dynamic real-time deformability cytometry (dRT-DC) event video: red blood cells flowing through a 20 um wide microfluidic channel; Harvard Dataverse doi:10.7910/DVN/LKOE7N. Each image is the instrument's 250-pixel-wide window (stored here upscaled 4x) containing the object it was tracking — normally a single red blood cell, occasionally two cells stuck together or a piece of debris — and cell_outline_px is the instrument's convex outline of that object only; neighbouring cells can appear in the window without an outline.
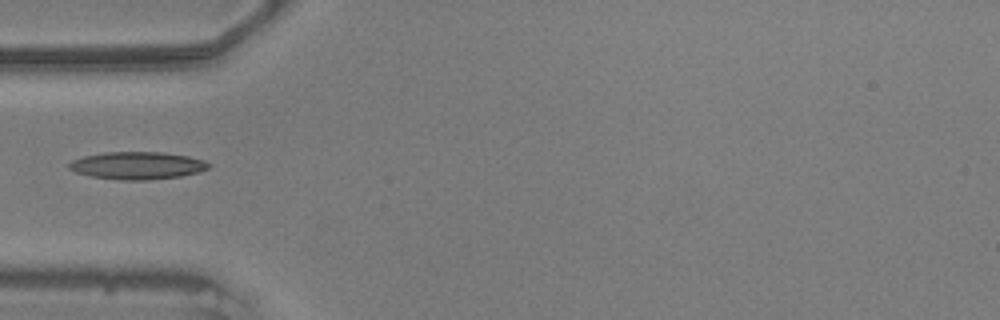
{"species": "common noctule bat (a hibernating species)", "species_latin": "Nyctalus noctula", "temperature_condition": "warm", "stored_images_in_passage": 39, "camera_frame_rate_fps": 3000, "um_per_image_px": 0.085, "animal": {"sex": "male", "body_mass_g": 20.5, "forearm_length_mm": 52.5}, "frame": {"image": 1, "passage_image": 1, "time_ms": 0.0, "image_size_px": [1000, 320], "cell_outline_px": [[212, 164], [208, 168], [200, 172], [180, 176], [148, 180], [120, 180], [92, 176], [76, 172], [68, 168], [68, 164], [72, 160], [84, 156], [104, 152], [164, 152], [188, 156], [204, 160]], "centroid_in_image_um": [11.69, 14.06], "position_along_channel_um": 73.3, "area_um2": 22.43}}
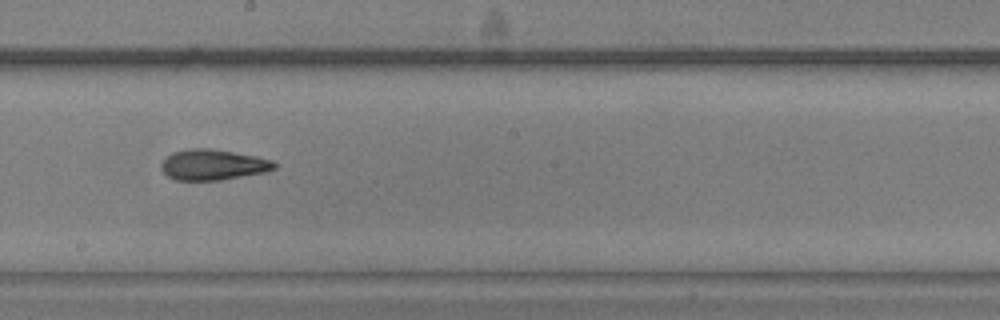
{"frame": {"image": 2, "passage_image": 14, "time_ms": 4.333, "image_size_px": [1000, 320], "cell_outline_px": [[276, 168], [264, 172], [220, 180], [176, 180], [168, 176], [160, 168], [160, 164], [172, 152], [188, 148], [208, 148], [256, 156], [272, 160], [276, 164]], "centroid_in_image_um": [18.08, 14.0], "position_along_channel_um": 230.1, "area_um2": 20.06}}
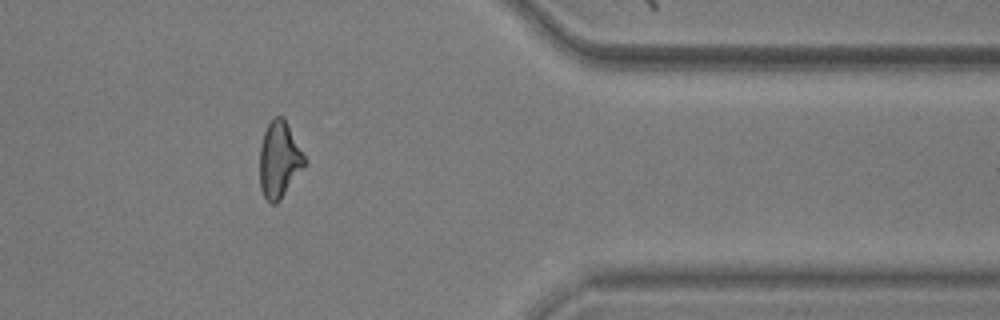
{"frame": {"image": 3, "passage_image": 29, "time_ms": 9.333, "image_size_px": [1000, 320], "cell_outline_px": [[308, 164], [280, 200], [276, 204], [272, 204], [264, 196], [260, 188], [260, 144], [264, 132], [268, 124], [276, 116], [284, 116], [308, 160]], "centroid_in_image_um": [23.78, 13.58], "position_along_channel_um": 387.6, "area_um2": 20.4}}